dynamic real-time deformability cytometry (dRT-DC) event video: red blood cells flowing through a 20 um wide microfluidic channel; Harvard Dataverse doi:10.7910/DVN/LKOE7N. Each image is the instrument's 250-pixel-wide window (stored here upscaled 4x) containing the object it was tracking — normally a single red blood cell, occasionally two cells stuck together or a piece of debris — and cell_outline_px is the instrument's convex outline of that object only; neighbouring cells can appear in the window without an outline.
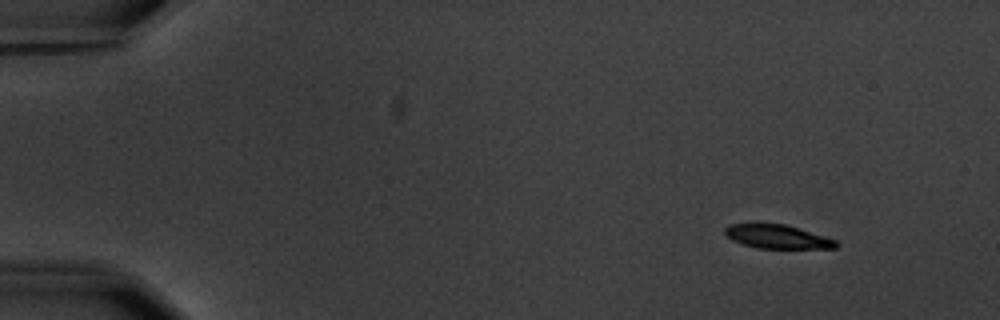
{"species": "common noctule bat (a hibernating species)", "species_latin": "Nyctalus noctula", "temperature_condition": "warm", "stored_images_in_passage": 10, "camera_frame_rate_fps": 3000, "um_per_image_px": 0.085, "animal": {"sex": "male", "body_mass_g": 20.1, "forearm_length_mm": 53.5}, "frame": {"image": 1, "passage_image": 1, "time_ms": 0.0, "image_size_px": [1000, 320], "cell_outline_px": [[840, 244], [836, 248], [756, 248], [732, 240], [724, 232], [724, 228], [728, 224], [756, 220], [784, 224], [824, 236], [836, 240]], "centroid_in_image_um": [65.98, 20.06], "position_along_channel_um": 19.0, "area_um2": 15.95}}
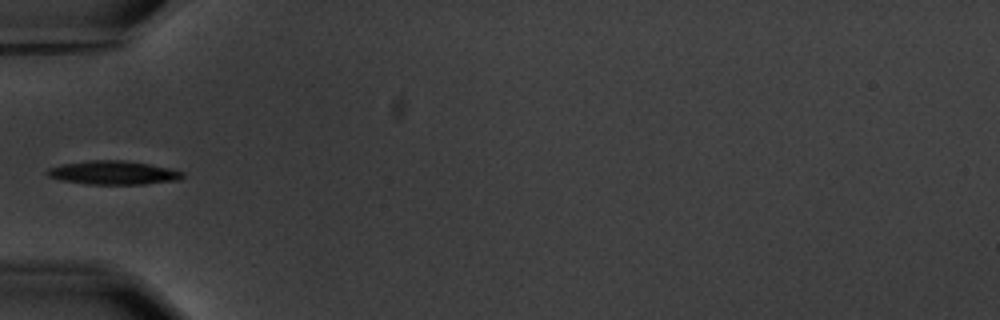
{"frame": {"image": 2, "passage_image": 5, "time_ms": 4.667, "image_size_px": [1000, 320], "cell_outline_px": [[184, 176], [180, 180], [144, 184], [84, 184], [60, 180], [48, 176], [44, 172], [48, 168], [64, 164], [88, 160], [120, 160], [148, 164], [168, 168], [184, 172]], "centroid_in_image_um": [9.6, 14.69], "position_along_channel_um": 75.4, "area_um2": 18.67}}
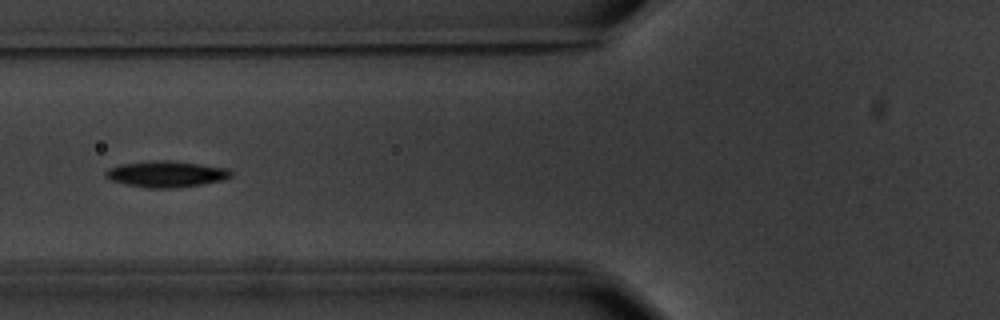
{"frame": {"image": 3, "passage_image": 6, "time_ms": 5.667, "image_size_px": [1000, 320], "cell_outline_px": [[236, 172], [232, 176], [224, 180], [200, 184], [172, 188], [148, 188], [124, 184], [112, 180], [104, 176], [104, 172], [108, 168], [120, 164], [152, 160], [168, 160], [200, 164], [228, 168]], "centroid_in_image_um": [14.14, 14.78], "position_along_channel_um": 111.7, "area_um2": 19.31}}